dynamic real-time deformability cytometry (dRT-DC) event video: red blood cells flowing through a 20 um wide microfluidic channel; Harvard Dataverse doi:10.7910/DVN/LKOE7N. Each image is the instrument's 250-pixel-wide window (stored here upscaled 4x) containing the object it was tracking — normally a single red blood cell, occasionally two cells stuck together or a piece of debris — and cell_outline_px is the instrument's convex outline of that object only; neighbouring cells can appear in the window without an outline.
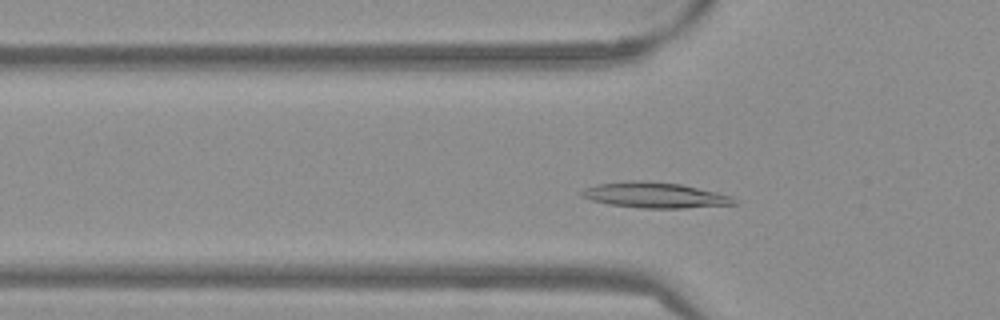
{"species": "Egyptian fruit bat (a non-hibernating species)", "species_latin": "Rousettus aegyptiacus", "temperature_condition": "warm", "stored_images_in_passage": 46, "camera_frame_rate_fps": 3000, "um_per_image_px": 0.085, "frame": {"image": 1, "passage_image": 10, "time_ms": 3.0, "image_size_px": [1000, 320], "cell_outline_px": [[740, 204], [684, 208], [640, 208], [608, 204], [592, 200], [580, 196], [580, 192], [584, 188], [596, 184], [628, 180], [644, 180], [680, 184], [716, 192], [732, 196]], "centroid_in_image_um": [55.65, 16.58], "position_along_channel_um": 70.2, "area_um2": 22.89}}
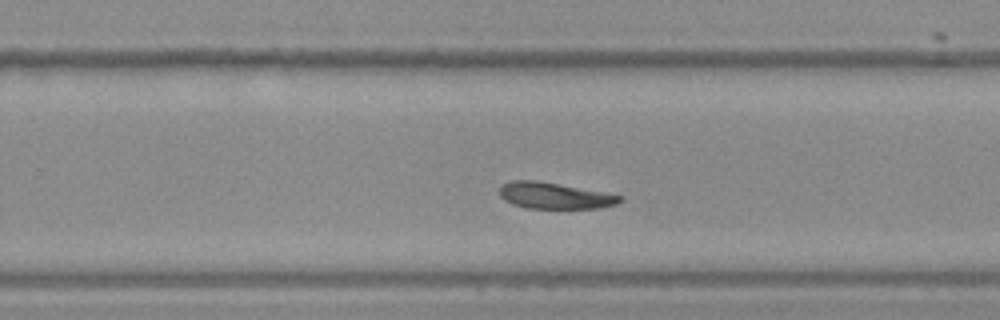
{"frame": {"image": 2, "passage_image": 27, "time_ms": 8.667, "image_size_px": [1000, 320], "cell_outline_px": [[624, 200], [616, 204], [600, 208], [524, 208], [512, 204], [504, 200], [500, 196], [500, 184], [512, 180], [536, 180], [604, 192], [624, 196]], "centroid_in_image_um": [47.13, 16.63], "position_along_channel_um": 282.7, "area_um2": 18.55}}
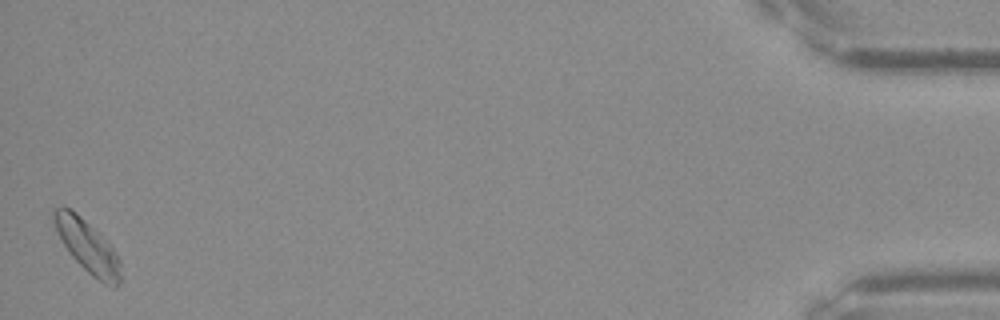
{"frame": {"image": 3, "passage_image": 46, "time_ms": 15.0, "image_size_px": [1000, 320], "cell_outline_px": [[120, 284], [116, 288], [104, 284], [92, 276], [68, 252], [56, 232], [52, 220], [52, 212], [56, 208], [68, 208], [76, 212], [116, 252], [120, 260]], "centroid_in_image_um": [7.42, 20.98], "position_along_channel_um": 427.8, "area_um2": 19.94}, "authors_computed_cell_mechanics": {"area_um2": 19.5942, "velocity_mm_per_s": 3.7527, "shape_relaxation_time_tau1_ms": 4.137, "shape_relaxation_time_tau2_ms": null, "deformation_change_tau1": 0.1015, "deformation_change_tau2": null}}